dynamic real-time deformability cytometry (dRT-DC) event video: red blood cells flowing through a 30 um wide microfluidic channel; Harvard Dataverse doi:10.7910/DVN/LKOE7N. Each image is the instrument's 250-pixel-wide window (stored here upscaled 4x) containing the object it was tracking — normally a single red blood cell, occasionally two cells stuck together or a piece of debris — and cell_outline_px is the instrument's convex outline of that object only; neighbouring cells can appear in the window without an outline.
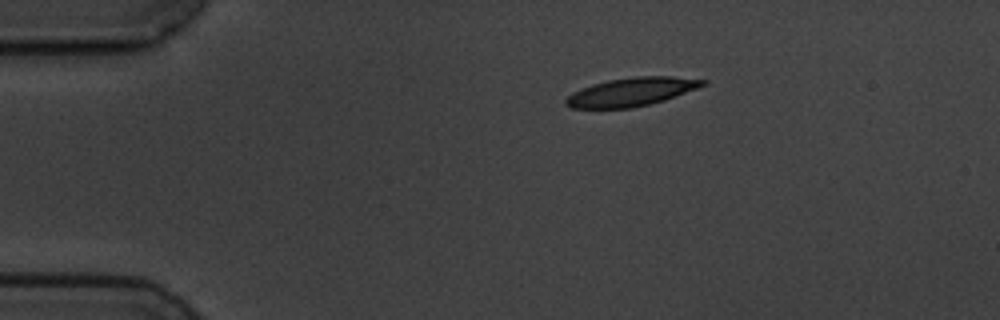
{"species": "common noctule bat (a hibernating species)", "species_latin": "Nyctalus noctula", "temperature_condition": "cold", "stored_images_in_passage": 3, "camera_frame_rate_fps": 3000, "um_per_image_px": 0.085, "animal": {"sex": "male", "body_mass_g": 19.5, "forearm_length_mm": 54.6}, "frame": {"image": 1, "passage_image": 1, "time_ms": 0.0, "image_size_px": [1000, 320], "cell_outline_px": [[708, 84], [700, 88], [664, 100], [632, 108], [572, 108], [564, 104], [564, 100], [572, 92], [592, 84], [608, 80], [632, 76], [672, 76], [708, 80]], "centroid_in_image_um": [53.7, 7.8], "position_along_channel_um": 31.3, "area_um2": 22.89}}